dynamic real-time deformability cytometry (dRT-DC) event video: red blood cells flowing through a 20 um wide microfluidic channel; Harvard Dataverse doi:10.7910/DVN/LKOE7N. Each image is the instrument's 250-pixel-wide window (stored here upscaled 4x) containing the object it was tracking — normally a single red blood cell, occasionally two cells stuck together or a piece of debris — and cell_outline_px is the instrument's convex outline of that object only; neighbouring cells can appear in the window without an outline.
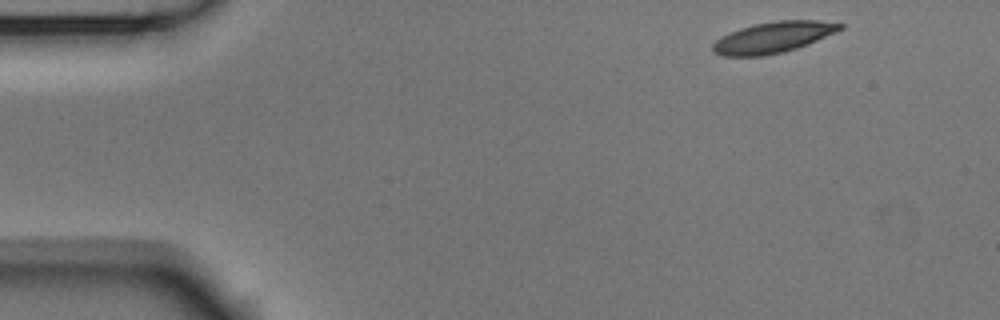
{"species": "Egyptian fruit bat (a non-hibernating species)", "species_latin": "Rousettus aegyptiacus", "temperature_condition": "room temperature", "stored_images_in_passage": 4, "camera_frame_rate_fps": 3000, "um_per_image_px": 0.085, "animal": {"sex": "male"}, "frame": {"image": 1, "passage_image": 1, "time_ms": 0.0, "image_size_px": [1000, 320], "cell_outline_px": [[844, 28], [836, 32], [808, 44], [784, 52], [760, 56], [724, 56], [712, 52], [712, 44], [716, 40], [740, 28], [756, 24], [776, 20], [816, 20], [844, 24]], "centroid_in_image_um": [65.73, 3.18], "position_along_channel_um": 19.3, "area_um2": 22.83}}